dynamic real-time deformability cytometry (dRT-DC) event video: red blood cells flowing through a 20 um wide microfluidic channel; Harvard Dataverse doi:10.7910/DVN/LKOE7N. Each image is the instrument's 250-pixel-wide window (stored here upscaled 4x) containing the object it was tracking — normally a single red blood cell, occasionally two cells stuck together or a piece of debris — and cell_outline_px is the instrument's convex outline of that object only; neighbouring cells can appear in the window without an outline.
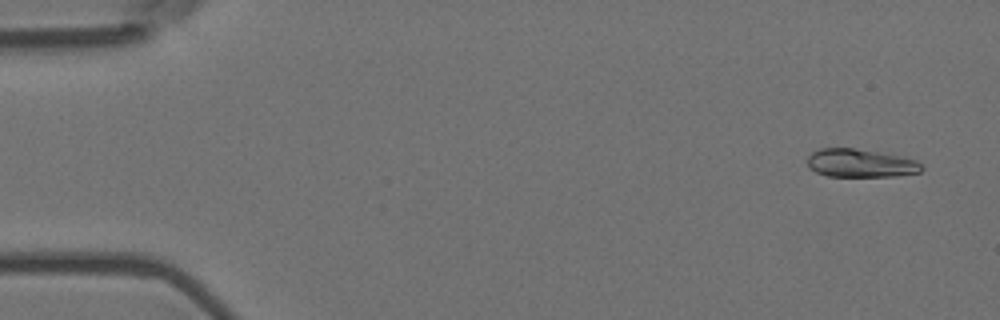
{"species": "Egyptian fruit bat (a non-hibernating species)", "species_latin": "Rousettus aegyptiacus", "temperature_condition": "room temperature", "stored_images_in_passage": 4, "camera_frame_rate_fps": 3000, "um_per_image_px": 0.085, "animal": {"sex": "female"}, "frame": {"image": 1, "passage_image": 1, "time_ms": 0.0, "image_size_px": [1000, 320], "cell_outline_px": [[924, 168], [920, 172], [896, 176], [828, 176], [816, 172], [808, 164], [808, 156], [812, 152], [820, 148], [852, 148], [900, 156], [916, 160]], "centroid_in_image_um": [73.15, 13.87], "position_along_channel_um": 11.9, "area_um2": 18.55}}
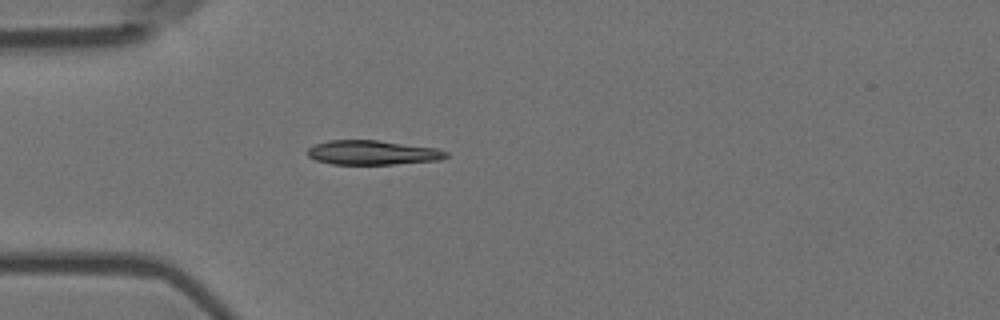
{"frame": {"image": 2, "passage_image": 4, "time_ms": 1.0, "image_size_px": [1000, 320], "cell_outline_px": [[448, 156], [440, 160], [392, 164], [332, 164], [316, 160], [308, 156], [308, 148], [316, 144], [328, 140], [376, 140], [436, 148], [448, 152]], "centroid_in_image_um": [31.66, 12.97], "position_along_channel_um": 53.3, "area_um2": 19.54}}